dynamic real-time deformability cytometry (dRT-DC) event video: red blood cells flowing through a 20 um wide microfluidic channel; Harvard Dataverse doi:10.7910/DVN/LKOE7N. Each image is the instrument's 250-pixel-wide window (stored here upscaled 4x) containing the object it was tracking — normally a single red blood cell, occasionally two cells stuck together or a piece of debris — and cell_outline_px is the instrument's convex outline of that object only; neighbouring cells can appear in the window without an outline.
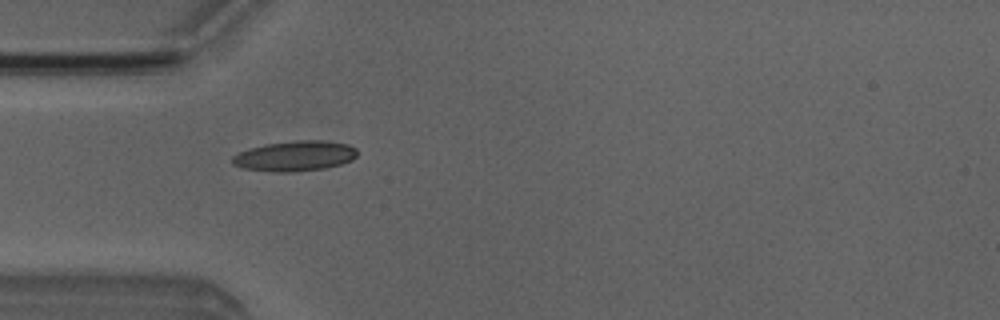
{"species": "Egyptian fruit bat (a non-hibernating species)", "species_latin": "Rousettus aegyptiacus", "temperature_condition": "room temperature", "stored_images_in_passage": 5, "camera_frame_rate_fps": 3000, "um_per_image_px": 0.085, "animal": {"sex": "male"}, "frame": {"image": 1, "passage_image": 4, "time_ms": 3.333, "image_size_px": [1000, 320], "cell_outline_px": [[356, 156], [352, 160], [340, 164], [324, 168], [288, 172], [276, 172], [244, 168], [232, 164], [232, 156], [248, 148], [264, 144], [296, 140], [320, 140], [348, 144], [356, 148]], "centroid_in_image_um": [25.05, 13.25], "position_along_channel_um": 60.0, "area_um2": 21.91}}